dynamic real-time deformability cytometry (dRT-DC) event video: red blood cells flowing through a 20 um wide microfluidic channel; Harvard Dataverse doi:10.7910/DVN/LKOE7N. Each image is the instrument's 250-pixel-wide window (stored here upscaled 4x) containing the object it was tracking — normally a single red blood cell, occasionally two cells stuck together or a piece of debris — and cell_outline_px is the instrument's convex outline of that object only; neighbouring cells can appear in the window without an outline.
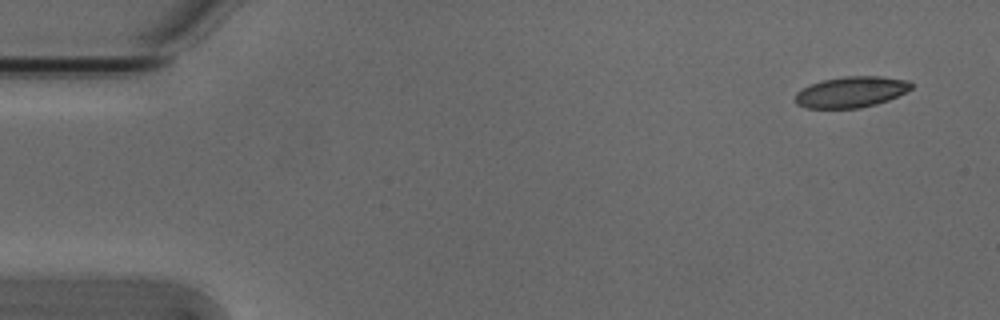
{"species": "Egyptian fruit bat (a non-hibernating species)", "species_latin": "Rousettus aegyptiacus", "temperature_condition": "cold", "stored_images_in_passage": 4, "camera_frame_rate_fps": 3000, "um_per_image_px": 0.085, "animal": {"sex": "male"}, "frame": {"image": 1, "passage_image": 1, "time_ms": 0.0, "image_size_px": [1000, 320], "cell_outline_px": [[912, 88], [888, 100], [876, 104], [860, 108], [808, 108], [796, 104], [796, 92], [812, 84], [824, 80], [848, 76], [880, 76], [908, 80], [912, 84]], "centroid_in_image_um": [72.36, 7.82], "position_along_channel_um": 12.6, "area_um2": 20.63}}